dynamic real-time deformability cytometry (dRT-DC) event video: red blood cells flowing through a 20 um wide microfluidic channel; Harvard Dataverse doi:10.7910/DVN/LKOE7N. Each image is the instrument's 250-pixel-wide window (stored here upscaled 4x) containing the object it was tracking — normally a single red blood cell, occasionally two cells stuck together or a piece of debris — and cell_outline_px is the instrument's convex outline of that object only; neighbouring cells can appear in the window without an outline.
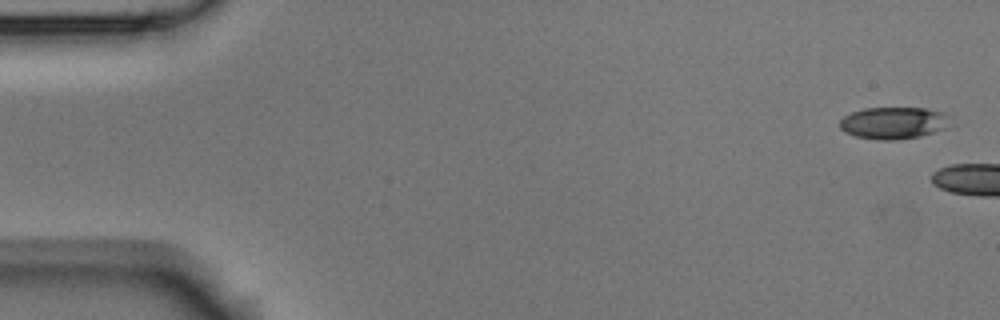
{"species": "Egyptian fruit bat (a non-hibernating species)", "species_latin": "Rousettus aegyptiacus", "temperature_condition": "room temperature", "stored_images_in_passage": 3, "camera_frame_rate_fps": 3000, "um_per_image_px": 0.085, "animal": {"sex": "male"}, "frame": {"image": 1, "passage_image": 1, "time_ms": 0.0, "image_size_px": [1000, 320], "cell_outline_px": [[956, 124], [948, 128], [920, 136], [896, 140], [880, 140], [856, 136], [844, 132], [840, 128], [840, 120], [844, 116], [852, 112], [864, 108], [924, 108], [944, 112]], "centroid_in_image_um": [76.03, 10.45], "position_along_channel_um": 9.0, "area_um2": 20.92}}